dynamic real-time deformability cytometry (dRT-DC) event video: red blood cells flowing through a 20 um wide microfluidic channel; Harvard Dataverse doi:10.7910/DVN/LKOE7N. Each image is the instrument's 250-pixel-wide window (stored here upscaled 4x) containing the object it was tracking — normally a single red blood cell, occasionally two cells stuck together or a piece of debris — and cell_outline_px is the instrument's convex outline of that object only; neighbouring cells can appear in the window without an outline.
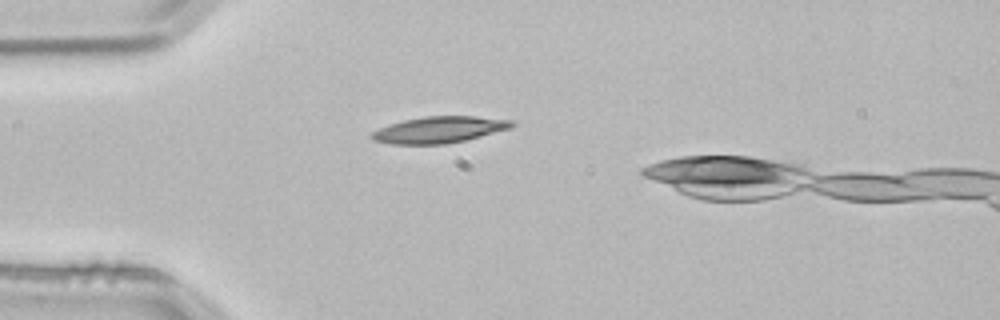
{"species": "common noctule bat (a hibernating species)", "species_latin": "Nyctalus noctula", "temperature_condition": "room temperature", "stored_images_in_passage": 3, "camera_frame_rate_fps": 3000, "um_per_image_px": 0.085, "animal": {"sex": "male", "body_mass_g": 21.5, "forearm_length_mm": 52.0}, "frame": {"image": 1, "passage_image": 2, "time_ms": 0.333, "image_size_px": [1000, 320], "cell_outline_px": [[516, 124], [508, 128], [464, 140], [444, 144], [392, 144], [372, 140], [368, 136], [372, 132], [380, 128], [404, 120], [424, 116], [476, 116], [512, 120]], "centroid_in_image_um": [37.29, 11.02], "position_along_channel_um": 47.7, "area_um2": 21.27}}